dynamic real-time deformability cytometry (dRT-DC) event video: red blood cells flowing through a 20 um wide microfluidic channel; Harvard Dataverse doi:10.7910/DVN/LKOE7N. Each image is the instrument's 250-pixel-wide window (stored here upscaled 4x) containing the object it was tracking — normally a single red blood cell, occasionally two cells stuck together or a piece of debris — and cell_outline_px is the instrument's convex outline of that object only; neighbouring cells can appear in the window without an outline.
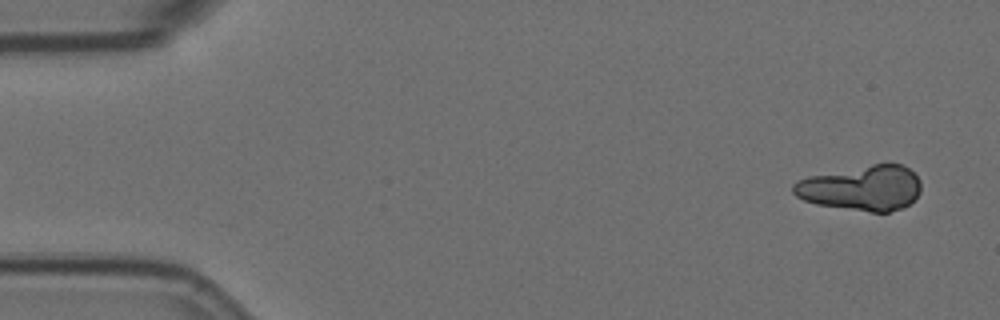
{"species": "Egyptian fruit bat (a non-hibernating species)", "species_latin": "Rousettus aegyptiacus", "temperature_condition": "room temperature", "stored_images_in_passage": 5, "segment_of_instrument_passage": [2, 2], "camera_frame_rate_fps": 3000, "um_per_image_px": 0.085, "animal": {"sex": "female"}, "frame": {"image": 1, "passage_image": 5, "time_ms": 1.333, "image_size_px": [1000, 320], "cell_outline_px": [[920, 192], [904, 208], [888, 212], [872, 212], [816, 204], [804, 200], [796, 196], [792, 192], [792, 184], [808, 176], [872, 164], [900, 164], [908, 168], [920, 180]], "centroid_in_image_um": [73.23, 15.98], "position_along_channel_um": 11.8, "area_um2": 33.35}}